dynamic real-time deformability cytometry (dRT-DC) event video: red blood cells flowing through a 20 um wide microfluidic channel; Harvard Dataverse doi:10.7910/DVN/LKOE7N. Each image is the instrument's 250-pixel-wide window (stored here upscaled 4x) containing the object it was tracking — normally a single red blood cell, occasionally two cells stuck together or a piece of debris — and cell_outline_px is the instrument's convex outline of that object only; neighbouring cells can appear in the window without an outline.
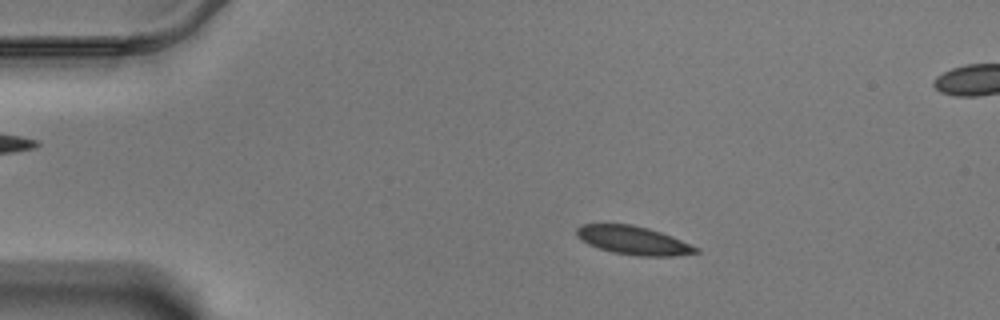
{"species": "Egyptian fruit bat (a non-hibernating species)", "species_latin": "Rousettus aegyptiacus", "temperature_condition": "warm", "stored_images_in_passage": 52, "segment_of_instrument_passage": [1, 2], "camera_frame_rate_fps": 3000, "um_per_image_px": 0.085, "animal": {"sex": "male"}, "frame": {"image": 1, "passage_image": 3, "time_ms": 0.667, "image_size_px": [1000, 320], "cell_outline_px": [[700, 252], [676, 256], [636, 256], [612, 252], [588, 244], [580, 240], [576, 236], [576, 228], [580, 224], [632, 224], [648, 228], [672, 236], [700, 248]], "centroid_in_image_um": [53.83, 20.43], "position_along_channel_um": 31.2, "area_um2": 19.94}}
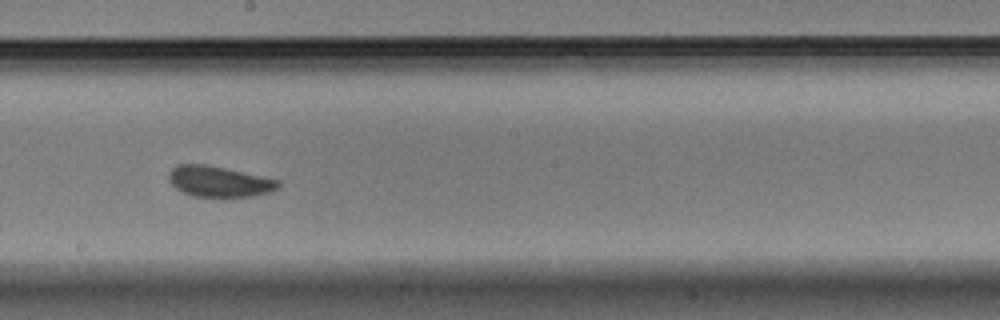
{"frame": {"image": 2, "passage_image": 25, "time_ms": 8.0, "image_size_px": [1000, 320], "cell_outline_px": [[280, 188], [268, 192], [252, 196], [196, 196], [184, 192], [176, 188], [168, 180], [168, 172], [176, 164], [208, 164], [280, 180]], "centroid_in_image_um": [18.61, 15.4], "position_along_channel_um": 229.6, "area_um2": 19.54}}
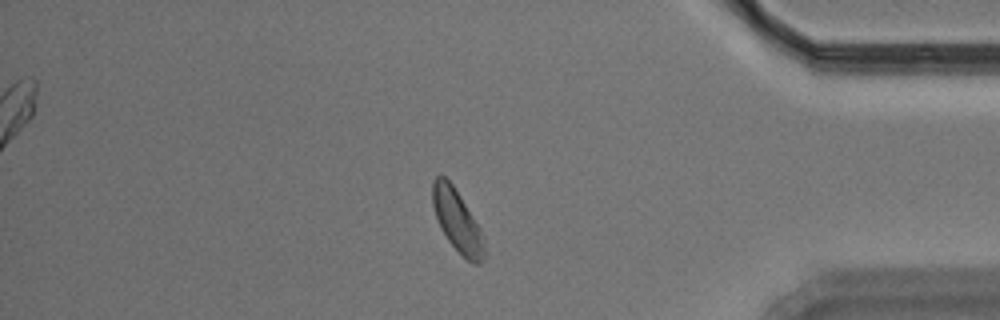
{"frame": {"image": 3, "passage_image": 42, "time_ms": 13.667, "image_size_px": [1000, 320], "cell_outline_px": [[484, 260], [480, 264], [472, 264], [448, 240], [440, 228], [432, 204], [432, 180], [436, 176], [444, 176], [452, 184], [460, 196], [480, 228], [484, 236]], "centroid_in_image_um": [38.86, 18.77], "position_along_channel_um": 396.3, "area_um2": 18.5}}